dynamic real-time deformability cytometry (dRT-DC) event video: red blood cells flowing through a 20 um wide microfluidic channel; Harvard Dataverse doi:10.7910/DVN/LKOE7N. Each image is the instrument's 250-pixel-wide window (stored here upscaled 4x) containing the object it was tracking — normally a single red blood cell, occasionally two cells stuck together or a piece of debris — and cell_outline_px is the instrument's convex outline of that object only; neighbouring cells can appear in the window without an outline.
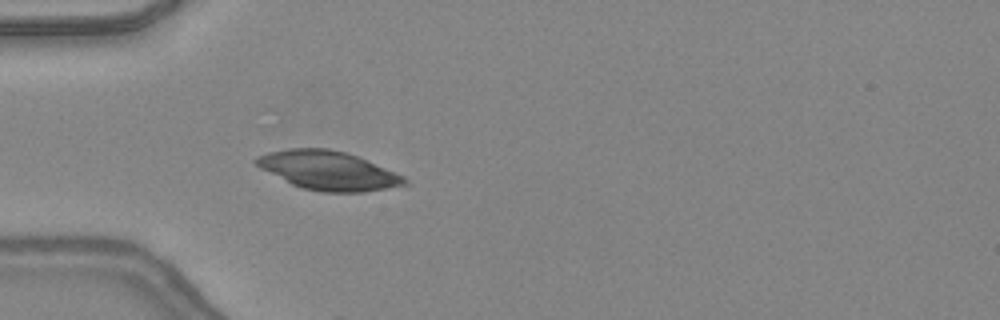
{"species": "common noctule bat (a hibernating species)", "species_latin": "Nyctalus noctula", "temperature_condition": "warm", "stored_images_in_passage": 6, "camera_frame_rate_fps": 3000, "um_per_image_px": 0.085, "animal": {"sex": "female", "body_mass_g": 24.6, "forearm_length_mm": 56.2}, "frame": {"image": 1, "passage_image": 2, "time_ms": 0.333, "image_size_px": [1000, 320], "cell_outline_px": [[408, 184], [364, 192], [320, 192], [300, 188], [260, 168], [252, 160], [256, 156], [268, 152], [288, 148], [328, 148], [344, 152], [356, 156], [404, 176], [408, 180]], "centroid_in_image_um": [27.85, 14.49], "position_along_channel_um": 57.1, "area_um2": 33.41}}